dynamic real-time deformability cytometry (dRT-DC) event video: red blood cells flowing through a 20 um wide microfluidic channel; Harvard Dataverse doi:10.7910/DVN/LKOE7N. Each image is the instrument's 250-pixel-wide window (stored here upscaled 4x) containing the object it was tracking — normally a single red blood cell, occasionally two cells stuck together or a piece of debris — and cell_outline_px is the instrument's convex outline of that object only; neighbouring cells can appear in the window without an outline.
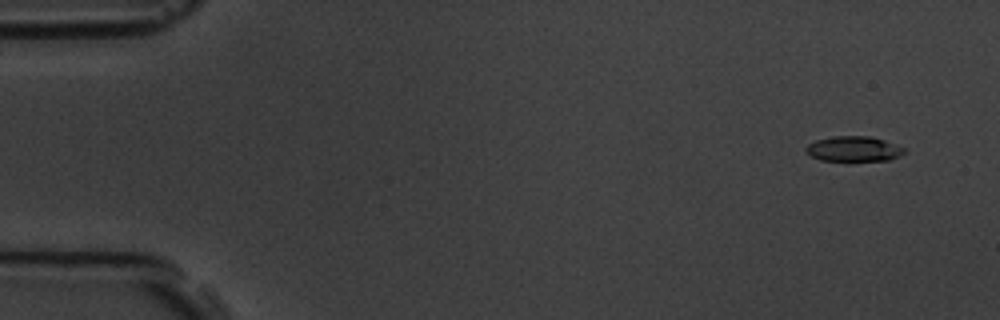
{"species": "common noctule bat (a hibernating species)", "species_latin": "Nyctalus noctula", "temperature_condition": "room temperature", "stored_images_in_passage": 8, "camera_frame_rate_fps": 3000, "um_per_image_px": 0.085, "animal": {"sex": "male", "body_mass_g": 19.5, "forearm_length_mm": 54.6}, "frame": {"image": 1, "passage_image": 1, "time_ms": 0.0, "image_size_px": [1000, 320], "cell_outline_px": [[904, 152], [900, 156], [888, 160], [848, 164], [820, 160], [804, 152], [804, 148], [808, 144], [816, 140], [832, 136], [868, 136], [884, 140], [904, 148]], "centroid_in_image_um": [72.51, 12.72], "position_along_channel_um": 12.5, "area_um2": 15.26}}
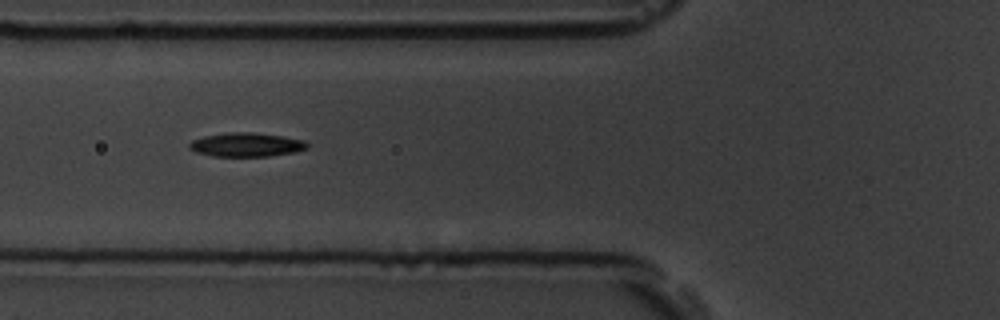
{"frame": {"image": 2, "passage_image": 6, "time_ms": 5.667, "image_size_px": [1000, 320], "cell_outline_px": [[308, 148], [296, 152], [268, 156], [212, 156], [196, 152], [188, 148], [188, 144], [192, 140], [204, 136], [228, 132], [252, 132], [284, 136], [304, 140], [308, 144]], "centroid_in_image_um": [20.94, 12.29], "position_along_channel_um": 104.9, "area_um2": 16.53}}
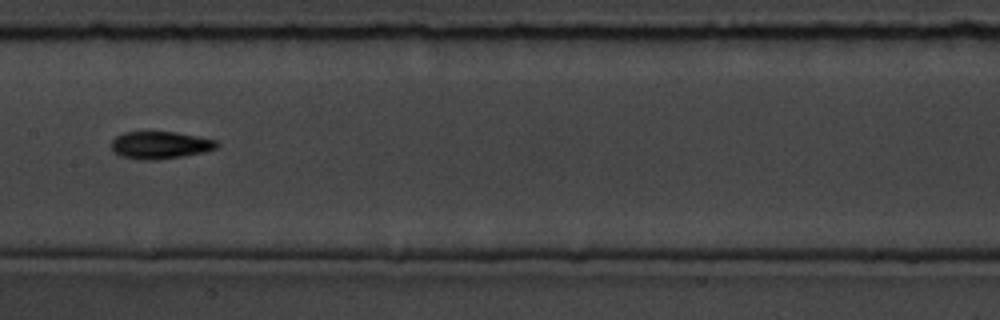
{"frame": {"image": 3, "passage_image": 8, "time_ms": 8.0, "image_size_px": [1000, 320], "cell_outline_px": [[220, 144], [216, 148], [204, 152], [184, 156], [156, 160], [140, 160], [120, 156], [112, 152], [112, 140], [116, 136], [124, 132], [176, 132], [216, 140]], "centroid_in_image_um": [13.6, 12.34], "position_along_channel_um": 193.8, "area_um2": 16.94}}